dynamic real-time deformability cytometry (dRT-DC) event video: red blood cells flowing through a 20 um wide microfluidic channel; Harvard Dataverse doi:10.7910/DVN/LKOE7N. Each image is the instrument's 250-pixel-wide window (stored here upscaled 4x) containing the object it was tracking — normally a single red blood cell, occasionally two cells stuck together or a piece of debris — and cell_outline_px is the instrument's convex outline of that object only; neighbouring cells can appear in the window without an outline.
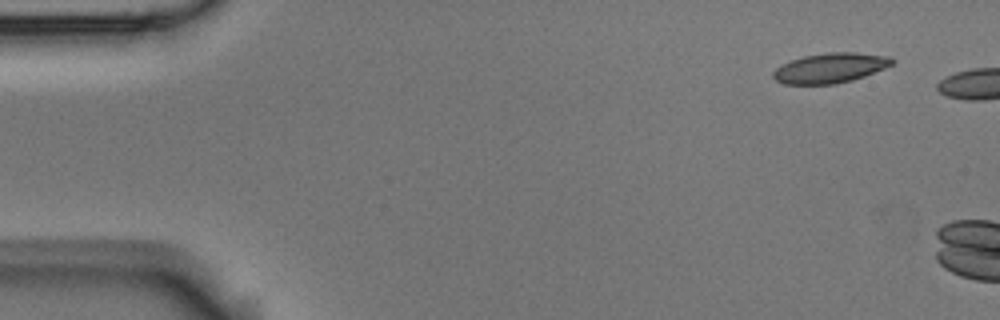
{"species": "Egyptian fruit bat (a non-hibernating species)", "species_latin": "Rousettus aegyptiacus", "temperature_condition": "room temperature", "stored_images_in_passage": 2, "camera_frame_rate_fps": 3000, "um_per_image_px": 0.085, "animal": {"sex": "male"}, "frame": {"image": 1, "passage_image": 1, "time_ms": 0.0, "image_size_px": [1000, 320], "cell_outline_px": [[896, 60], [892, 64], [884, 68], [864, 76], [852, 80], [836, 84], [784, 84], [776, 80], [772, 76], [772, 72], [776, 68], [792, 60], [804, 56], [828, 52], [856, 52], [892, 56]], "centroid_in_image_um": [70.6, 5.77], "position_along_channel_um": 14.4, "area_um2": 20.75}}